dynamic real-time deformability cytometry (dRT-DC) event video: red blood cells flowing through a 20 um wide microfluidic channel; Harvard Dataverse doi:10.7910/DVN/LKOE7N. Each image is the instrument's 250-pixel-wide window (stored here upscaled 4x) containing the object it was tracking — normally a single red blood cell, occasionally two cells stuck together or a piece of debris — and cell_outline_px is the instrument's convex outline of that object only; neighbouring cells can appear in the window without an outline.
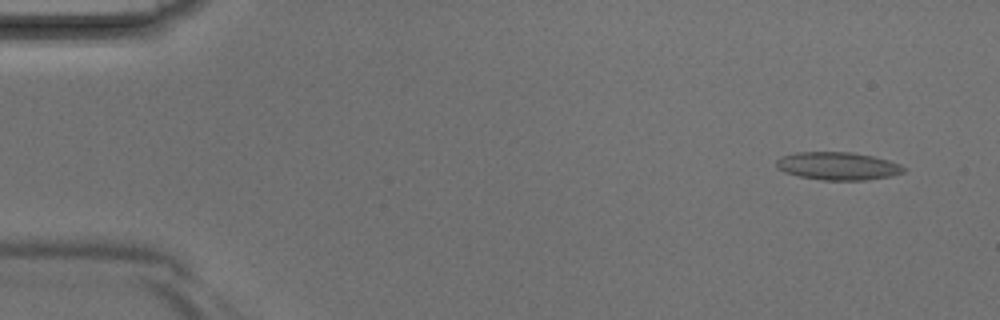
{"species": "Egyptian fruit bat (a non-hibernating species)", "species_latin": "Rousettus aegyptiacus", "temperature_condition": "room temperature", "stored_images_in_passage": 3, "camera_frame_rate_fps": 3000, "um_per_image_px": 0.085, "animal": {"sex": "male"}, "frame": {"image": 1, "passage_image": 1, "time_ms": 0.0, "image_size_px": [1000, 320], "cell_outline_px": [[904, 172], [892, 176], [864, 180], [824, 180], [800, 176], [784, 172], [776, 168], [776, 160], [784, 156], [796, 152], [852, 152], [872, 156], [888, 160], [900, 164], [904, 168]], "centroid_in_image_um": [71.21, 14.11], "position_along_channel_um": 13.8, "area_um2": 20.58}}